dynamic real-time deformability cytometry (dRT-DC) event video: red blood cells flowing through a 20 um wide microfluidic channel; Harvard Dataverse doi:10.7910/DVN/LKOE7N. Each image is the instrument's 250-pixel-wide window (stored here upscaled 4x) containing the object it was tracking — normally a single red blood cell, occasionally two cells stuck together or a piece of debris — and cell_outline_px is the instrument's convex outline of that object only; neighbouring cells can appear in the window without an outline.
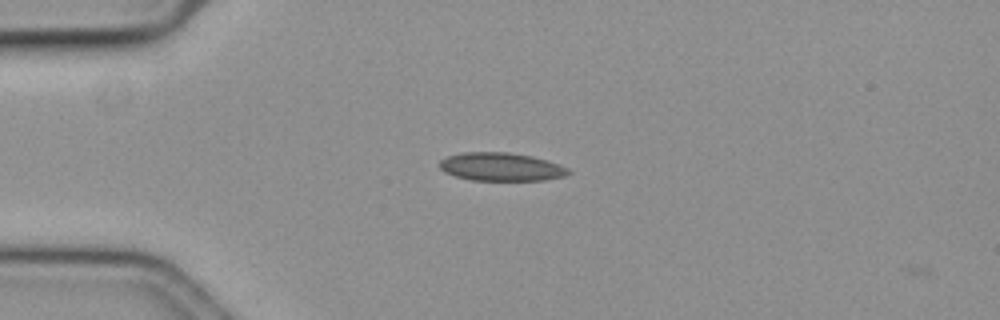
{"species": "common noctule bat (a hibernating species)", "species_latin": "Nyctalus noctula", "temperature_condition": "cold", "stored_images_in_passage": 5, "camera_frame_rate_fps": 3000, "um_per_image_px": 0.085, "animal": {"sex": "female", "body_mass_g": 19.3, "forearm_length_mm": 54.1}, "frame": {"image": 1, "passage_image": 4, "time_ms": 1.0, "image_size_px": [1000, 320], "cell_outline_px": [[572, 172], [564, 176], [544, 180], [472, 180], [456, 176], [444, 172], [440, 168], [440, 160], [448, 156], [464, 152], [508, 152], [532, 156], [568, 168]], "centroid_in_image_um": [42.57, 14.18], "position_along_channel_um": 42.4, "area_um2": 20.98}}